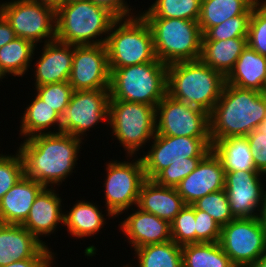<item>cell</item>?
<instances>
[{
    "label": "cell",
    "mask_w": 266,
    "mask_h": 267,
    "mask_svg": "<svg viewBox=\"0 0 266 267\" xmlns=\"http://www.w3.org/2000/svg\"><path fill=\"white\" fill-rule=\"evenodd\" d=\"M81 143V138L66 133L40 134L25 139L18 149L24 175L44 187L60 185L73 173Z\"/></svg>",
    "instance_id": "obj_1"
},
{
    "label": "cell",
    "mask_w": 266,
    "mask_h": 267,
    "mask_svg": "<svg viewBox=\"0 0 266 267\" xmlns=\"http://www.w3.org/2000/svg\"><path fill=\"white\" fill-rule=\"evenodd\" d=\"M266 118V96L257 90L224 85L209 113L211 141L247 136Z\"/></svg>",
    "instance_id": "obj_2"
},
{
    "label": "cell",
    "mask_w": 266,
    "mask_h": 267,
    "mask_svg": "<svg viewBox=\"0 0 266 267\" xmlns=\"http://www.w3.org/2000/svg\"><path fill=\"white\" fill-rule=\"evenodd\" d=\"M226 77L200 59L168 64L167 94L208 113L220 98Z\"/></svg>",
    "instance_id": "obj_3"
},
{
    "label": "cell",
    "mask_w": 266,
    "mask_h": 267,
    "mask_svg": "<svg viewBox=\"0 0 266 267\" xmlns=\"http://www.w3.org/2000/svg\"><path fill=\"white\" fill-rule=\"evenodd\" d=\"M117 18L106 8L90 0L63 4L56 10V40L74 46L105 44L111 25ZM94 39H96L94 41Z\"/></svg>",
    "instance_id": "obj_4"
},
{
    "label": "cell",
    "mask_w": 266,
    "mask_h": 267,
    "mask_svg": "<svg viewBox=\"0 0 266 267\" xmlns=\"http://www.w3.org/2000/svg\"><path fill=\"white\" fill-rule=\"evenodd\" d=\"M110 69V100L151 105L167 95L168 65L158 59L152 62Z\"/></svg>",
    "instance_id": "obj_5"
},
{
    "label": "cell",
    "mask_w": 266,
    "mask_h": 267,
    "mask_svg": "<svg viewBox=\"0 0 266 267\" xmlns=\"http://www.w3.org/2000/svg\"><path fill=\"white\" fill-rule=\"evenodd\" d=\"M106 37L109 68H123L157 59L152 30L141 14L117 18Z\"/></svg>",
    "instance_id": "obj_6"
},
{
    "label": "cell",
    "mask_w": 266,
    "mask_h": 267,
    "mask_svg": "<svg viewBox=\"0 0 266 267\" xmlns=\"http://www.w3.org/2000/svg\"><path fill=\"white\" fill-rule=\"evenodd\" d=\"M153 33L156 58L165 64L195 61L201 56L202 32L198 21L144 18Z\"/></svg>",
    "instance_id": "obj_7"
},
{
    "label": "cell",
    "mask_w": 266,
    "mask_h": 267,
    "mask_svg": "<svg viewBox=\"0 0 266 267\" xmlns=\"http://www.w3.org/2000/svg\"><path fill=\"white\" fill-rule=\"evenodd\" d=\"M108 124L131 157L156 134V108L136 102L109 100Z\"/></svg>",
    "instance_id": "obj_8"
},
{
    "label": "cell",
    "mask_w": 266,
    "mask_h": 267,
    "mask_svg": "<svg viewBox=\"0 0 266 267\" xmlns=\"http://www.w3.org/2000/svg\"><path fill=\"white\" fill-rule=\"evenodd\" d=\"M0 14L10 24L16 37L35 45L56 40V10L34 0H11L0 4ZM49 38V39H48Z\"/></svg>",
    "instance_id": "obj_9"
},
{
    "label": "cell",
    "mask_w": 266,
    "mask_h": 267,
    "mask_svg": "<svg viewBox=\"0 0 266 267\" xmlns=\"http://www.w3.org/2000/svg\"><path fill=\"white\" fill-rule=\"evenodd\" d=\"M219 244L236 267H251L266 252L259 218H238L221 227Z\"/></svg>",
    "instance_id": "obj_10"
},
{
    "label": "cell",
    "mask_w": 266,
    "mask_h": 267,
    "mask_svg": "<svg viewBox=\"0 0 266 267\" xmlns=\"http://www.w3.org/2000/svg\"><path fill=\"white\" fill-rule=\"evenodd\" d=\"M109 100V89L74 91L68 106L59 115L57 133L82 139L85 132L100 121L108 123Z\"/></svg>",
    "instance_id": "obj_11"
},
{
    "label": "cell",
    "mask_w": 266,
    "mask_h": 267,
    "mask_svg": "<svg viewBox=\"0 0 266 267\" xmlns=\"http://www.w3.org/2000/svg\"><path fill=\"white\" fill-rule=\"evenodd\" d=\"M153 144L141 157L146 179L153 180L162 170L189 158H204L212 150L211 138L173 137L155 134Z\"/></svg>",
    "instance_id": "obj_12"
},
{
    "label": "cell",
    "mask_w": 266,
    "mask_h": 267,
    "mask_svg": "<svg viewBox=\"0 0 266 267\" xmlns=\"http://www.w3.org/2000/svg\"><path fill=\"white\" fill-rule=\"evenodd\" d=\"M156 133L173 137L210 138L209 113L167 94L156 106Z\"/></svg>",
    "instance_id": "obj_13"
},
{
    "label": "cell",
    "mask_w": 266,
    "mask_h": 267,
    "mask_svg": "<svg viewBox=\"0 0 266 267\" xmlns=\"http://www.w3.org/2000/svg\"><path fill=\"white\" fill-rule=\"evenodd\" d=\"M105 201L107 216H118L137 205L142 184L146 180L141 157L133 162L111 161L106 166Z\"/></svg>",
    "instance_id": "obj_14"
},
{
    "label": "cell",
    "mask_w": 266,
    "mask_h": 267,
    "mask_svg": "<svg viewBox=\"0 0 266 267\" xmlns=\"http://www.w3.org/2000/svg\"><path fill=\"white\" fill-rule=\"evenodd\" d=\"M110 74L105 44L74 46L68 80L74 91L109 89Z\"/></svg>",
    "instance_id": "obj_15"
},
{
    "label": "cell",
    "mask_w": 266,
    "mask_h": 267,
    "mask_svg": "<svg viewBox=\"0 0 266 267\" xmlns=\"http://www.w3.org/2000/svg\"><path fill=\"white\" fill-rule=\"evenodd\" d=\"M259 171L225 172L224 189L228 196L231 214L238 218H258L264 189ZM257 208V209H256Z\"/></svg>",
    "instance_id": "obj_16"
},
{
    "label": "cell",
    "mask_w": 266,
    "mask_h": 267,
    "mask_svg": "<svg viewBox=\"0 0 266 267\" xmlns=\"http://www.w3.org/2000/svg\"><path fill=\"white\" fill-rule=\"evenodd\" d=\"M224 184L225 170L211 150L196 169L176 186V190L186 205H192L209 193L223 190Z\"/></svg>",
    "instance_id": "obj_17"
},
{
    "label": "cell",
    "mask_w": 266,
    "mask_h": 267,
    "mask_svg": "<svg viewBox=\"0 0 266 267\" xmlns=\"http://www.w3.org/2000/svg\"><path fill=\"white\" fill-rule=\"evenodd\" d=\"M29 258H54V253L22 225L0 223V266Z\"/></svg>",
    "instance_id": "obj_18"
},
{
    "label": "cell",
    "mask_w": 266,
    "mask_h": 267,
    "mask_svg": "<svg viewBox=\"0 0 266 267\" xmlns=\"http://www.w3.org/2000/svg\"><path fill=\"white\" fill-rule=\"evenodd\" d=\"M137 209L120 224L132 248L137 249L145 245L161 244L172 240L171 226L168 221Z\"/></svg>",
    "instance_id": "obj_19"
},
{
    "label": "cell",
    "mask_w": 266,
    "mask_h": 267,
    "mask_svg": "<svg viewBox=\"0 0 266 267\" xmlns=\"http://www.w3.org/2000/svg\"><path fill=\"white\" fill-rule=\"evenodd\" d=\"M74 45L58 40L45 43L42 56L35 64V86L69 80L73 63Z\"/></svg>",
    "instance_id": "obj_20"
},
{
    "label": "cell",
    "mask_w": 266,
    "mask_h": 267,
    "mask_svg": "<svg viewBox=\"0 0 266 267\" xmlns=\"http://www.w3.org/2000/svg\"><path fill=\"white\" fill-rule=\"evenodd\" d=\"M56 191L45 187L33 202L29 215L22 224L38 240L39 237L54 233L57 225L64 222V213H62L61 199Z\"/></svg>",
    "instance_id": "obj_21"
},
{
    "label": "cell",
    "mask_w": 266,
    "mask_h": 267,
    "mask_svg": "<svg viewBox=\"0 0 266 267\" xmlns=\"http://www.w3.org/2000/svg\"><path fill=\"white\" fill-rule=\"evenodd\" d=\"M44 188L41 183L24 175L0 200V223L22 225Z\"/></svg>",
    "instance_id": "obj_22"
},
{
    "label": "cell",
    "mask_w": 266,
    "mask_h": 267,
    "mask_svg": "<svg viewBox=\"0 0 266 267\" xmlns=\"http://www.w3.org/2000/svg\"><path fill=\"white\" fill-rule=\"evenodd\" d=\"M185 202L176 188L157 184L146 179L141 186L137 207L171 223L184 208Z\"/></svg>",
    "instance_id": "obj_23"
},
{
    "label": "cell",
    "mask_w": 266,
    "mask_h": 267,
    "mask_svg": "<svg viewBox=\"0 0 266 267\" xmlns=\"http://www.w3.org/2000/svg\"><path fill=\"white\" fill-rule=\"evenodd\" d=\"M266 81V57L248 45L226 76V84L262 92Z\"/></svg>",
    "instance_id": "obj_24"
},
{
    "label": "cell",
    "mask_w": 266,
    "mask_h": 267,
    "mask_svg": "<svg viewBox=\"0 0 266 267\" xmlns=\"http://www.w3.org/2000/svg\"><path fill=\"white\" fill-rule=\"evenodd\" d=\"M247 45V37L202 41L200 60L226 77Z\"/></svg>",
    "instance_id": "obj_25"
},
{
    "label": "cell",
    "mask_w": 266,
    "mask_h": 267,
    "mask_svg": "<svg viewBox=\"0 0 266 267\" xmlns=\"http://www.w3.org/2000/svg\"><path fill=\"white\" fill-rule=\"evenodd\" d=\"M212 151L220 159L225 172L257 171L246 136L215 140Z\"/></svg>",
    "instance_id": "obj_26"
},
{
    "label": "cell",
    "mask_w": 266,
    "mask_h": 267,
    "mask_svg": "<svg viewBox=\"0 0 266 267\" xmlns=\"http://www.w3.org/2000/svg\"><path fill=\"white\" fill-rule=\"evenodd\" d=\"M63 225L68 228L69 234L78 238L89 237L98 233L104 226V215L99 208L90 202L77 201L72 209L64 214Z\"/></svg>",
    "instance_id": "obj_27"
},
{
    "label": "cell",
    "mask_w": 266,
    "mask_h": 267,
    "mask_svg": "<svg viewBox=\"0 0 266 267\" xmlns=\"http://www.w3.org/2000/svg\"><path fill=\"white\" fill-rule=\"evenodd\" d=\"M257 0H201L198 20L202 34L225 20L244 14Z\"/></svg>",
    "instance_id": "obj_28"
},
{
    "label": "cell",
    "mask_w": 266,
    "mask_h": 267,
    "mask_svg": "<svg viewBox=\"0 0 266 267\" xmlns=\"http://www.w3.org/2000/svg\"><path fill=\"white\" fill-rule=\"evenodd\" d=\"M183 267H236L219 242H201L181 246Z\"/></svg>",
    "instance_id": "obj_29"
},
{
    "label": "cell",
    "mask_w": 266,
    "mask_h": 267,
    "mask_svg": "<svg viewBox=\"0 0 266 267\" xmlns=\"http://www.w3.org/2000/svg\"><path fill=\"white\" fill-rule=\"evenodd\" d=\"M35 45L33 42L15 37L11 42L0 48V68L6 75L23 76L30 66L34 56Z\"/></svg>",
    "instance_id": "obj_30"
},
{
    "label": "cell",
    "mask_w": 266,
    "mask_h": 267,
    "mask_svg": "<svg viewBox=\"0 0 266 267\" xmlns=\"http://www.w3.org/2000/svg\"><path fill=\"white\" fill-rule=\"evenodd\" d=\"M24 112L21 119L20 134L28 137L26 139L40 134L57 133L56 131L46 132L45 129L55 124L58 125L59 114L45 104L37 95Z\"/></svg>",
    "instance_id": "obj_31"
},
{
    "label": "cell",
    "mask_w": 266,
    "mask_h": 267,
    "mask_svg": "<svg viewBox=\"0 0 266 267\" xmlns=\"http://www.w3.org/2000/svg\"><path fill=\"white\" fill-rule=\"evenodd\" d=\"M138 267H183L181 246L173 240L150 244L134 250Z\"/></svg>",
    "instance_id": "obj_32"
},
{
    "label": "cell",
    "mask_w": 266,
    "mask_h": 267,
    "mask_svg": "<svg viewBox=\"0 0 266 267\" xmlns=\"http://www.w3.org/2000/svg\"><path fill=\"white\" fill-rule=\"evenodd\" d=\"M201 0H156L145 12L143 18H178L198 21Z\"/></svg>",
    "instance_id": "obj_33"
},
{
    "label": "cell",
    "mask_w": 266,
    "mask_h": 267,
    "mask_svg": "<svg viewBox=\"0 0 266 267\" xmlns=\"http://www.w3.org/2000/svg\"><path fill=\"white\" fill-rule=\"evenodd\" d=\"M257 0L244 14L229 18L219 25L208 28L202 36V41H219L230 38L248 37L250 17Z\"/></svg>",
    "instance_id": "obj_34"
},
{
    "label": "cell",
    "mask_w": 266,
    "mask_h": 267,
    "mask_svg": "<svg viewBox=\"0 0 266 267\" xmlns=\"http://www.w3.org/2000/svg\"><path fill=\"white\" fill-rule=\"evenodd\" d=\"M193 205L198 210L207 212L221 227L235 219L231 214L225 189L209 193L198 199Z\"/></svg>",
    "instance_id": "obj_35"
},
{
    "label": "cell",
    "mask_w": 266,
    "mask_h": 267,
    "mask_svg": "<svg viewBox=\"0 0 266 267\" xmlns=\"http://www.w3.org/2000/svg\"><path fill=\"white\" fill-rule=\"evenodd\" d=\"M171 238L180 246L196 243L195 206L185 205L170 223Z\"/></svg>",
    "instance_id": "obj_36"
},
{
    "label": "cell",
    "mask_w": 266,
    "mask_h": 267,
    "mask_svg": "<svg viewBox=\"0 0 266 267\" xmlns=\"http://www.w3.org/2000/svg\"><path fill=\"white\" fill-rule=\"evenodd\" d=\"M247 44L266 57V1L258 2L252 9Z\"/></svg>",
    "instance_id": "obj_37"
},
{
    "label": "cell",
    "mask_w": 266,
    "mask_h": 267,
    "mask_svg": "<svg viewBox=\"0 0 266 267\" xmlns=\"http://www.w3.org/2000/svg\"><path fill=\"white\" fill-rule=\"evenodd\" d=\"M36 87V95L59 115L68 106L74 92L68 81Z\"/></svg>",
    "instance_id": "obj_38"
},
{
    "label": "cell",
    "mask_w": 266,
    "mask_h": 267,
    "mask_svg": "<svg viewBox=\"0 0 266 267\" xmlns=\"http://www.w3.org/2000/svg\"><path fill=\"white\" fill-rule=\"evenodd\" d=\"M17 153L15 156L0 154V200L24 176L22 156Z\"/></svg>",
    "instance_id": "obj_39"
},
{
    "label": "cell",
    "mask_w": 266,
    "mask_h": 267,
    "mask_svg": "<svg viewBox=\"0 0 266 267\" xmlns=\"http://www.w3.org/2000/svg\"><path fill=\"white\" fill-rule=\"evenodd\" d=\"M203 158H189V161H179L162 170L153 180L166 187L176 186L193 172Z\"/></svg>",
    "instance_id": "obj_40"
},
{
    "label": "cell",
    "mask_w": 266,
    "mask_h": 267,
    "mask_svg": "<svg viewBox=\"0 0 266 267\" xmlns=\"http://www.w3.org/2000/svg\"><path fill=\"white\" fill-rule=\"evenodd\" d=\"M196 243L219 242L221 226L207 212L195 207Z\"/></svg>",
    "instance_id": "obj_41"
},
{
    "label": "cell",
    "mask_w": 266,
    "mask_h": 267,
    "mask_svg": "<svg viewBox=\"0 0 266 267\" xmlns=\"http://www.w3.org/2000/svg\"><path fill=\"white\" fill-rule=\"evenodd\" d=\"M246 137L253 152V161L256 170L266 175V135L258 129H255Z\"/></svg>",
    "instance_id": "obj_42"
},
{
    "label": "cell",
    "mask_w": 266,
    "mask_h": 267,
    "mask_svg": "<svg viewBox=\"0 0 266 267\" xmlns=\"http://www.w3.org/2000/svg\"><path fill=\"white\" fill-rule=\"evenodd\" d=\"M90 1H92L96 5L106 8L116 18L131 17L133 14L132 12L130 13L132 9L128 8L130 5H127V2H125V0H90Z\"/></svg>",
    "instance_id": "obj_43"
},
{
    "label": "cell",
    "mask_w": 266,
    "mask_h": 267,
    "mask_svg": "<svg viewBox=\"0 0 266 267\" xmlns=\"http://www.w3.org/2000/svg\"><path fill=\"white\" fill-rule=\"evenodd\" d=\"M54 258H29L21 261H12L0 267H46Z\"/></svg>",
    "instance_id": "obj_44"
},
{
    "label": "cell",
    "mask_w": 266,
    "mask_h": 267,
    "mask_svg": "<svg viewBox=\"0 0 266 267\" xmlns=\"http://www.w3.org/2000/svg\"><path fill=\"white\" fill-rule=\"evenodd\" d=\"M16 37L14 30L6 19L0 14V48Z\"/></svg>",
    "instance_id": "obj_45"
},
{
    "label": "cell",
    "mask_w": 266,
    "mask_h": 267,
    "mask_svg": "<svg viewBox=\"0 0 266 267\" xmlns=\"http://www.w3.org/2000/svg\"><path fill=\"white\" fill-rule=\"evenodd\" d=\"M259 220L266 228V191H264L263 201L261 204V209L259 211Z\"/></svg>",
    "instance_id": "obj_46"
},
{
    "label": "cell",
    "mask_w": 266,
    "mask_h": 267,
    "mask_svg": "<svg viewBox=\"0 0 266 267\" xmlns=\"http://www.w3.org/2000/svg\"><path fill=\"white\" fill-rule=\"evenodd\" d=\"M34 1L53 7L55 10H57L60 6L63 5V0H34Z\"/></svg>",
    "instance_id": "obj_47"
},
{
    "label": "cell",
    "mask_w": 266,
    "mask_h": 267,
    "mask_svg": "<svg viewBox=\"0 0 266 267\" xmlns=\"http://www.w3.org/2000/svg\"><path fill=\"white\" fill-rule=\"evenodd\" d=\"M251 267H266V252Z\"/></svg>",
    "instance_id": "obj_48"
},
{
    "label": "cell",
    "mask_w": 266,
    "mask_h": 267,
    "mask_svg": "<svg viewBox=\"0 0 266 267\" xmlns=\"http://www.w3.org/2000/svg\"><path fill=\"white\" fill-rule=\"evenodd\" d=\"M257 129L266 135V118Z\"/></svg>",
    "instance_id": "obj_49"
},
{
    "label": "cell",
    "mask_w": 266,
    "mask_h": 267,
    "mask_svg": "<svg viewBox=\"0 0 266 267\" xmlns=\"http://www.w3.org/2000/svg\"><path fill=\"white\" fill-rule=\"evenodd\" d=\"M262 93L266 96V81L264 83L263 89H262Z\"/></svg>",
    "instance_id": "obj_50"
},
{
    "label": "cell",
    "mask_w": 266,
    "mask_h": 267,
    "mask_svg": "<svg viewBox=\"0 0 266 267\" xmlns=\"http://www.w3.org/2000/svg\"><path fill=\"white\" fill-rule=\"evenodd\" d=\"M74 1H79V0H63V4H67V3H70V2H74Z\"/></svg>",
    "instance_id": "obj_51"
},
{
    "label": "cell",
    "mask_w": 266,
    "mask_h": 267,
    "mask_svg": "<svg viewBox=\"0 0 266 267\" xmlns=\"http://www.w3.org/2000/svg\"><path fill=\"white\" fill-rule=\"evenodd\" d=\"M6 75L3 73L2 69L0 68V79H3Z\"/></svg>",
    "instance_id": "obj_52"
},
{
    "label": "cell",
    "mask_w": 266,
    "mask_h": 267,
    "mask_svg": "<svg viewBox=\"0 0 266 267\" xmlns=\"http://www.w3.org/2000/svg\"><path fill=\"white\" fill-rule=\"evenodd\" d=\"M51 263H53V262L51 261L46 267H51Z\"/></svg>",
    "instance_id": "obj_53"
}]
</instances>
